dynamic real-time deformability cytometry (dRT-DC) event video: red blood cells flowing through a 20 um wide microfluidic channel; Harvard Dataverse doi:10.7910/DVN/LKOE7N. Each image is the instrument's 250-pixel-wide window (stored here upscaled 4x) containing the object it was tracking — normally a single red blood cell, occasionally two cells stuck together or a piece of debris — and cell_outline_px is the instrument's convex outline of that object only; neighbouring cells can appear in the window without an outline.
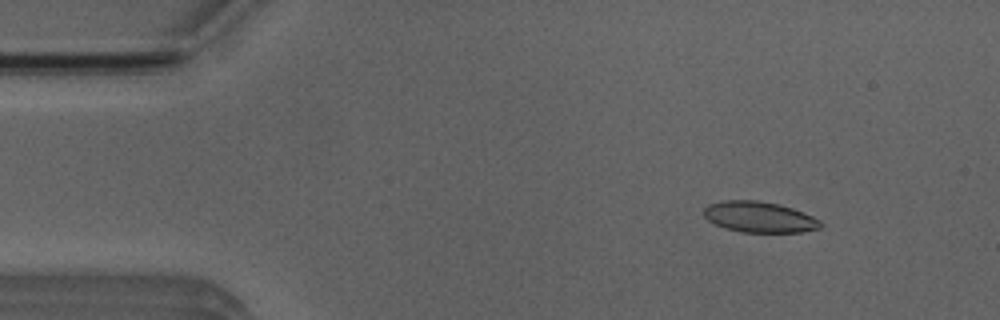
{"species": "Egyptian fruit bat (a non-hibernating species)", "species_latin": "Rousettus aegyptiacus", "temperature_condition": "room temperature", "stored_images_in_passage": 5, "camera_frame_rate_fps": 3000, "um_per_image_px": 0.085, "animal": {"sex": "male"}, "frame": {"image": 1, "passage_image": 2, "time_ms": 1.333, "image_size_px": [1000, 320], "cell_outline_px": [[824, 224], [820, 228], [800, 232], [740, 232], [724, 228], [708, 220], [704, 216], [704, 208], [708, 204], [724, 200], [756, 200], [780, 204], [804, 212], [820, 220]], "centroid_in_image_um": [64.55, 18.44], "position_along_channel_um": 20.4, "area_um2": 21.1}}
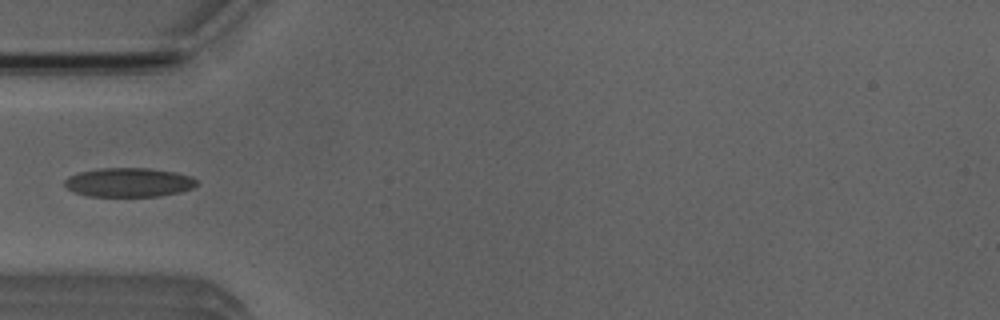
{"frame": {"image": 2, "passage_image": 5, "time_ms": 4.667, "image_size_px": [1000, 320], "cell_outline_px": [[196, 184], [192, 188], [180, 192], [160, 196], [88, 196], [72, 192], [64, 184], [64, 180], [68, 176], [80, 172], [100, 168], [148, 168], [176, 172], [192, 176], [196, 180]], "centroid_in_image_um": [10.94, 15.5], "position_along_channel_um": 74.1, "area_um2": 22.43}}